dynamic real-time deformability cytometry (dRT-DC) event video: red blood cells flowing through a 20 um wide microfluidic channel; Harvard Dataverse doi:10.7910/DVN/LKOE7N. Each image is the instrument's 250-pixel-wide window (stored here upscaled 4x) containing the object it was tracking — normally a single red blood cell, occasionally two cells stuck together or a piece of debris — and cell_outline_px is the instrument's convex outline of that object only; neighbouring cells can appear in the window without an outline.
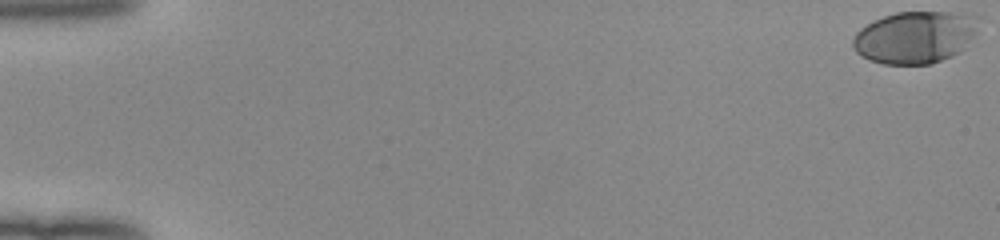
{"species": "human", "species_latin": "Homo sapiens", "temperature_condition": "room temperature", "stored_images_in_passage": 53, "camera_frame_rate_fps": 3000, "um_per_image_px": 0.085, "donor": {"sex": "female"}, "frame": {"image": 1, "passage_image": 1, "time_ms": 0.0, "image_size_px": [1000, 240], "cell_outline_px": [[976, 36], [960, 52], [952, 56], [932, 64], [884, 64], [868, 60], [860, 56], [856, 52], [852, 44], [852, 40], [856, 32], [860, 28], [872, 20], [896, 12], [948, 12], [976, 16]], "centroid_in_image_um": [77.74, 3.18], "position_along_channel_um": 7.3, "area_um2": 38.44}}
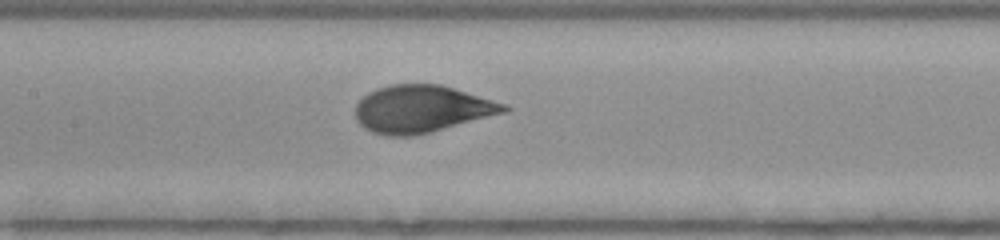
{"frame": {"image": 2, "passage_image": 27, "time_ms": 8.667, "image_size_px": [1000, 240], "cell_outline_px": [[512, 108], [508, 112], [416, 136], [384, 136], [372, 132], [364, 128], [356, 120], [356, 104], [368, 92], [376, 88], [388, 84], [440, 84], [492, 100], [504, 104]], "centroid_in_image_um": [35.82, 9.27], "position_along_channel_um": 171.6, "area_um2": 41.1}}
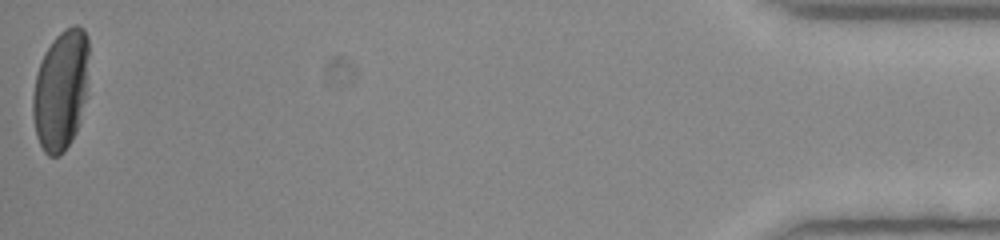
{"frame": {"image": 3, "passage_image": 53, "time_ms": 17.333, "image_size_px": [1000, 240], "cell_outline_px": [[88, 96], [76, 132], [72, 140], [64, 152], [60, 156], [48, 156], [44, 152], [36, 136], [32, 116], [32, 96], [36, 72], [44, 52], [52, 40], [64, 28], [72, 24], [76, 24], [84, 28], [88, 36]], "centroid_in_image_um": [5.19, 7.64], "position_along_channel_um": 430.0, "area_um2": 40.4}, "authors_computed_cell_mechanics": {"area_um2": 39.593, "velocity_mm_per_s": 3.987, "shape_relaxation_time_tau1_ms": 3.2052, "shape_relaxation_time_tau2_ms": null, "deformation_change_tau1": 0.1718, "deformation_change_tau2": null}}